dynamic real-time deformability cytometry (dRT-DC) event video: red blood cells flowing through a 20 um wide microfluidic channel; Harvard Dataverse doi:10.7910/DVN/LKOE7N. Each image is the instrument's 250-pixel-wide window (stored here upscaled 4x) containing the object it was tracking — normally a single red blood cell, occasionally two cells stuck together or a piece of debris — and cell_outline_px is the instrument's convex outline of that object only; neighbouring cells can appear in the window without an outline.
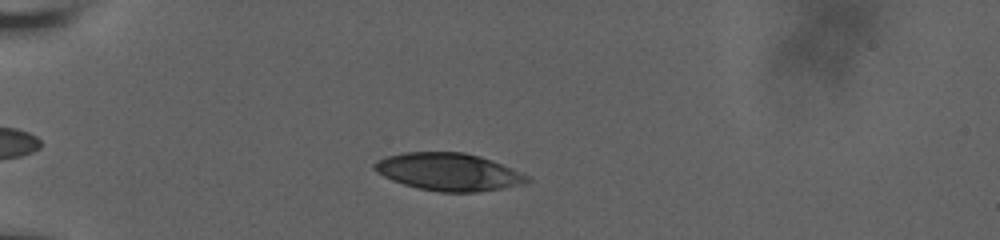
{"species": "human", "species_latin": "Homo sapiens", "temperature_condition": "room temperature", "stored_images_in_passage": 8, "camera_frame_rate_fps": 3000, "um_per_image_px": 0.085, "donor": {"sex": "male"}, "frame": {"image": 1, "passage_image": 3, "time_ms": 2.0, "image_size_px": [1000, 240], "cell_outline_px": [[532, 180], [524, 184], [476, 192], [440, 192], [420, 188], [404, 184], [392, 180], [376, 172], [372, 168], [372, 164], [376, 160], [388, 156], [404, 152], [464, 152], [480, 156], [492, 160], [528, 176]], "centroid_in_image_um": [38.1, 14.6], "position_along_channel_um": 46.9, "area_um2": 33.23}}
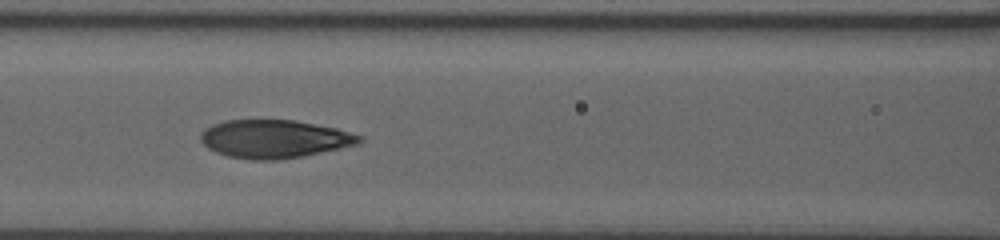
{"frame": {"image": 2, "passage_image": 7, "time_ms": 5.667, "image_size_px": [1000, 240], "cell_outline_px": [[364, 140], [356, 144], [340, 148], [280, 160], [252, 160], [228, 156], [216, 152], [208, 148], [200, 140], [200, 132], [204, 128], [212, 124], [224, 120], [292, 120], [336, 128], [364, 136]], "centroid_in_image_um": [23.28, 11.8], "position_along_channel_um": 143.3, "area_um2": 35.26}}
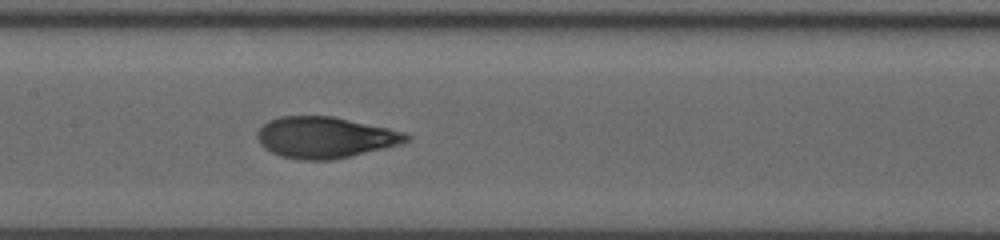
{"frame": {"image": 3, "passage_image": 8, "time_ms": 6.667, "image_size_px": [1000, 240], "cell_outline_px": [[412, 140], [400, 144], [384, 148], [332, 160], [300, 160], [280, 156], [264, 148], [260, 144], [256, 136], [256, 132], [268, 120], [280, 116], [332, 116], [408, 132], [412, 136]], "centroid_in_image_um": [27.65, 11.68], "position_along_channel_um": 179.8, "area_um2": 36.01}}